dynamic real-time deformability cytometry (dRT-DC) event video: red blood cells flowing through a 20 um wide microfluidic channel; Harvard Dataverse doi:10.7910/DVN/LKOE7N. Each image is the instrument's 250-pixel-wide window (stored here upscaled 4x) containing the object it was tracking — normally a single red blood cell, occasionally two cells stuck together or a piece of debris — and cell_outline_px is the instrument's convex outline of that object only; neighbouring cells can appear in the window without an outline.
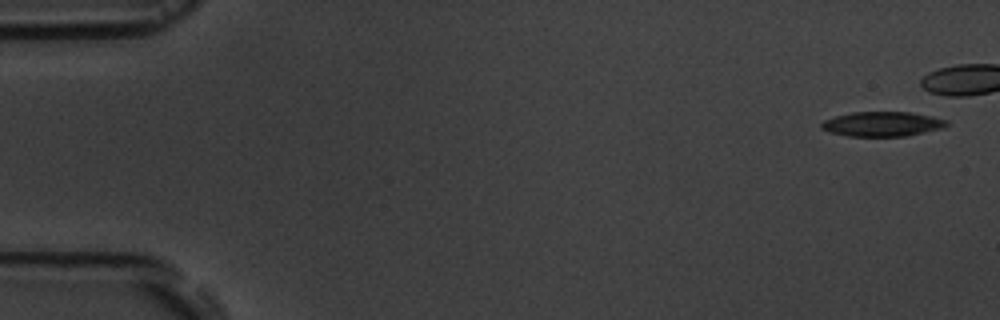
{"species": "common noctule bat (a hibernating species)", "species_latin": "Nyctalus noctula", "temperature_condition": "room temperature", "stored_images_in_passage": 5, "camera_frame_rate_fps": 3000, "um_per_image_px": 0.085, "animal": {"sex": "male", "body_mass_g": 19.5, "forearm_length_mm": 54.6}, "frame": {"image": 1, "passage_image": 1, "time_ms": 0.0, "image_size_px": [1000, 320], "cell_outline_px": [[948, 124], [944, 128], [908, 136], [848, 136], [828, 132], [820, 128], [820, 124], [824, 120], [836, 116], [852, 112], [912, 112], [932, 116], [948, 120]], "centroid_in_image_um": [75.01, 10.54], "position_along_channel_um": 10.0, "area_um2": 18.21}}